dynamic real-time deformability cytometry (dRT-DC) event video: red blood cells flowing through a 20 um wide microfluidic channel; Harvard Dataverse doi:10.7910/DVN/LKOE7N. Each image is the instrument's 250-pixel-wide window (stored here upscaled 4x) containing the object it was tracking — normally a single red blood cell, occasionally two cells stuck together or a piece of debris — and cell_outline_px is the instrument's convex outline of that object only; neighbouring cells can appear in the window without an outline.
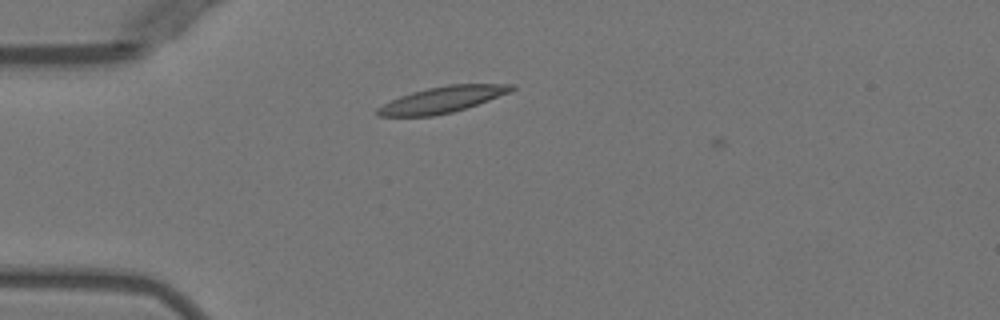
{"species": "Egyptian fruit bat (a non-hibernating species)", "species_latin": "Rousettus aegyptiacus", "temperature_condition": "warm", "stored_images_in_passage": 3, "camera_frame_rate_fps": 3000, "um_per_image_px": 0.085, "animal": {"sex": "female"}, "frame": {"image": 1, "passage_image": 2, "time_ms": 0.333, "image_size_px": [1000, 320], "cell_outline_px": [[516, 88], [512, 92], [452, 112], [432, 116], [376, 116], [376, 108], [400, 96], [412, 92], [428, 88], [448, 84], [516, 84]], "centroid_in_image_um": [37.61, 8.46], "position_along_channel_um": 47.4, "area_um2": 20.29}}